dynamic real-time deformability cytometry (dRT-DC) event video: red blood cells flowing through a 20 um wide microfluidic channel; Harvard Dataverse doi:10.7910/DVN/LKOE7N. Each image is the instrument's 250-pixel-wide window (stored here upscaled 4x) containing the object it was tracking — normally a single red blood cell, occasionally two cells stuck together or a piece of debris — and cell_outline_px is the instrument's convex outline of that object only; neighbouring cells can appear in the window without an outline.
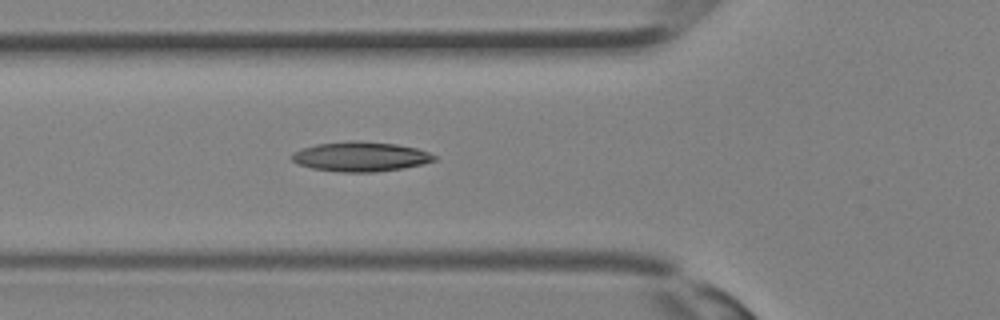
{"species": "Egyptian fruit bat (a non-hibernating species)", "species_latin": "Rousettus aegyptiacus", "temperature_condition": "room temperature", "stored_images_in_passage": 26, "camera_frame_rate_fps": 3000, "um_per_image_px": 0.085, "animal": {"sex": "female"}, "frame": {"image": 1, "passage_image": 7, "time_ms": 2.0, "image_size_px": [1000, 320], "cell_outline_px": [[440, 156], [436, 160], [424, 164], [376, 172], [340, 172], [312, 168], [300, 164], [292, 160], [292, 152], [316, 144], [348, 140], [356, 140], [396, 144], [416, 148]], "centroid_in_image_um": [30.69, 13.3], "position_along_channel_um": 95.1, "area_um2": 24.68}}
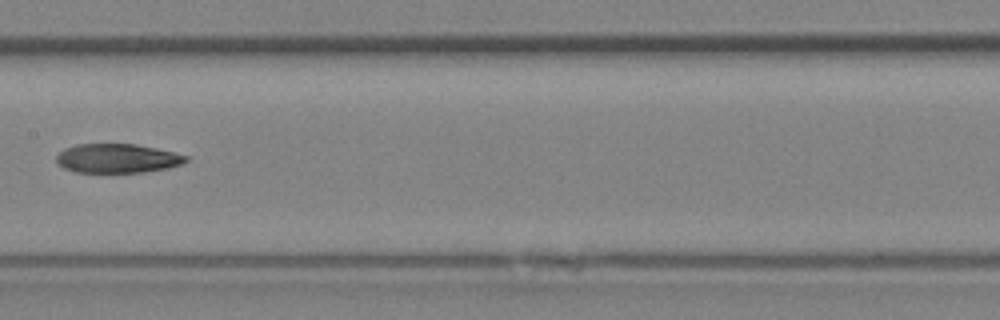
{"frame": {"image": 2, "passage_image": 12, "time_ms": 3.667, "image_size_px": [1000, 320], "cell_outline_px": [[188, 160], [180, 164], [168, 168], [144, 172], [76, 172], [64, 168], [56, 164], [56, 156], [64, 148], [76, 144], [136, 144], [156, 148], [188, 156]], "centroid_in_image_um": [9.93, 13.46], "position_along_channel_um": 197.5, "area_um2": 21.96}}
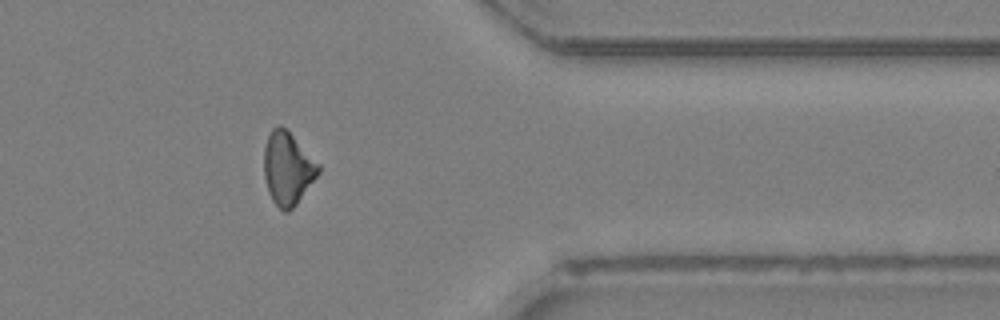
{"frame": {"image": 3, "passage_image": 22, "time_ms": 7.0, "image_size_px": [1000, 320], "cell_outline_px": [[320, 172], [296, 204], [288, 212], [284, 212], [272, 200], [268, 192], [264, 176], [264, 148], [268, 136], [272, 128], [280, 124], [320, 164]], "centroid_in_image_um": [24.44, 14.33], "position_along_channel_um": 387.0, "area_um2": 22.77}}